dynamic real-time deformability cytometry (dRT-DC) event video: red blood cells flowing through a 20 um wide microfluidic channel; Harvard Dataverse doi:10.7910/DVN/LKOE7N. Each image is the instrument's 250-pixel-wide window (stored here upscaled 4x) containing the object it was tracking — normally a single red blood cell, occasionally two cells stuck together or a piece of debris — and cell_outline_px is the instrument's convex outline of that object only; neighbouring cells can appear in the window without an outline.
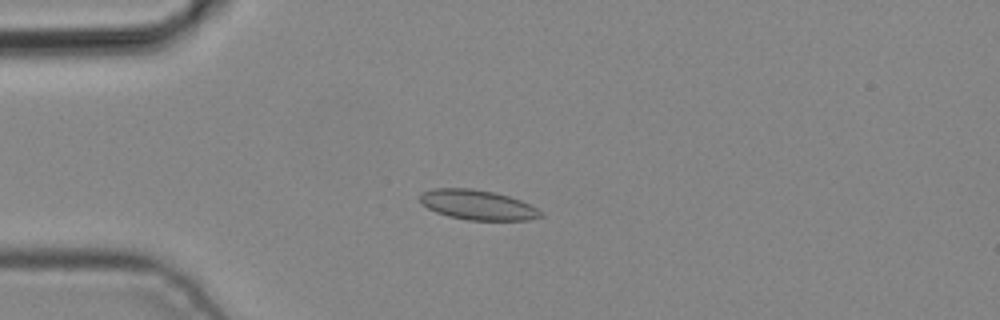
{"species": "common noctule bat (a hibernating species)", "species_latin": "Nyctalus noctula", "temperature_condition": "cold", "stored_images_in_passage": 4, "camera_frame_rate_fps": 3000, "um_per_image_px": 0.085, "animal": {"sex": "male", "body_mass_g": 19.2, "forearm_length_mm": 51.8}, "frame": {"image": 1, "passage_image": 3, "time_ms": 0.667, "image_size_px": [1000, 320], "cell_outline_px": [[544, 216], [528, 220], [468, 220], [448, 216], [436, 212], [420, 204], [420, 192], [432, 188], [472, 188], [496, 192], [520, 200], [544, 212]], "centroid_in_image_um": [40.57, 17.41], "position_along_channel_um": 44.4, "area_um2": 21.21}}